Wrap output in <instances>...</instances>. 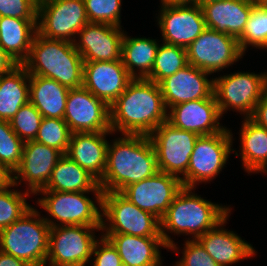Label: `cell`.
Wrapping results in <instances>:
<instances>
[{"instance_id":"cell-1","label":"cell","mask_w":267,"mask_h":266,"mask_svg":"<svg viewBox=\"0 0 267 266\" xmlns=\"http://www.w3.org/2000/svg\"><path fill=\"white\" fill-rule=\"evenodd\" d=\"M109 109L110 128L115 135L149 136L167 121L161 88L146 78H133Z\"/></svg>"},{"instance_id":"cell-2","label":"cell","mask_w":267,"mask_h":266,"mask_svg":"<svg viewBox=\"0 0 267 266\" xmlns=\"http://www.w3.org/2000/svg\"><path fill=\"white\" fill-rule=\"evenodd\" d=\"M195 190V187H183L160 220L163 242L168 251H174L176 254L180 253V246L169 234H184L188 236L185 240L198 239L216 227L232 211L231 205L213 203L196 194Z\"/></svg>"},{"instance_id":"cell-3","label":"cell","mask_w":267,"mask_h":266,"mask_svg":"<svg viewBox=\"0 0 267 266\" xmlns=\"http://www.w3.org/2000/svg\"><path fill=\"white\" fill-rule=\"evenodd\" d=\"M158 171L156 152L149 136L122 134L109 141L106 169L98 184L103 193L122 192Z\"/></svg>"},{"instance_id":"cell-4","label":"cell","mask_w":267,"mask_h":266,"mask_svg":"<svg viewBox=\"0 0 267 266\" xmlns=\"http://www.w3.org/2000/svg\"><path fill=\"white\" fill-rule=\"evenodd\" d=\"M22 65L29 75L56 80L69 89L83 86L84 61L72 42L48 39L36 32Z\"/></svg>"},{"instance_id":"cell-5","label":"cell","mask_w":267,"mask_h":266,"mask_svg":"<svg viewBox=\"0 0 267 266\" xmlns=\"http://www.w3.org/2000/svg\"><path fill=\"white\" fill-rule=\"evenodd\" d=\"M32 206L17 221L0 230V251L32 266H45L51 227Z\"/></svg>"},{"instance_id":"cell-6","label":"cell","mask_w":267,"mask_h":266,"mask_svg":"<svg viewBox=\"0 0 267 266\" xmlns=\"http://www.w3.org/2000/svg\"><path fill=\"white\" fill-rule=\"evenodd\" d=\"M89 194L90 192L39 191L36 194L40 195L36 205L48 213V216L44 215L43 218L50 227L102 226L103 195L90 198Z\"/></svg>"},{"instance_id":"cell-7","label":"cell","mask_w":267,"mask_h":266,"mask_svg":"<svg viewBox=\"0 0 267 266\" xmlns=\"http://www.w3.org/2000/svg\"><path fill=\"white\" fill-rule=\"evenodd\" d=\"M101 233L162 237L157 217L139 209L121 192L115 191L103 193Z\"/></svg>"},{"instance_id":"cell-8","label":"cell","mask_w":267,"mask_h":266,"mask_svg":"<svg viewBox=\"0 0 267 266\" xmlns=\"http://www.w3.org/2000/svg\"><path fill=\"white\" fill-rule=\"evenodd\" d=\"M233 132L230 128L213 135L199 136L190 156L188 170L181 178L183 187L210 183L222 172L233 152Z\"/></svg>"},{"instance_id":"cell-9","label":"cell","mask_w":267,"mask_h":266,"mask_svg":"<svg viewBox=\"0 0 267 266\" xmlns=\"http://www.w3.org/2000/svg\"><path fill=\"white\" fill-rule=\"evenodd\" d=\"M213 79V94L222 117L231 110L242 114V118L251 117L256 104L267 92L262 72L237 71Z\"/></svg>"},{"instance_id":"cell-10","label":"cell","mask_w":267,"mask_h":266,"mask_svg":"<svg viewBox=\"0 0 267 266\" xmlns=\"http://www.w3.org/2000/svg\"><path fill=\"white\" fill-rule=\"evenodd\" d=\"M95 231H101V226L51 227L45 266H86L99 239Z\"/></svg>"},{"instance_id":"cell-11","label":"cell","mask_w":267,"mask_h":266,"mask_svg":"<svg viewBox=\"0 0 267 266\" xmlns=\"http://www.w3.org/2000/svg\"><path fill=\"white\" fill-rule=\"evenodd\" d=\"M87 23L83 0H38L37 32L45 38L74 43Z\"/></svg>"},{"instance_id":"cell-12","label":"cell","mask_w":267,"mask_h":266,"mask_svg":"<svg viewBox=\"0 0 267 266\" xmlns=\"http://www.w3.org/2000/svg\"><path fill=\"white\" fill-rule=\"evenodd\" d=\"M188 64L209 74L224 72L244 57L238 39L206 28L187 48Z\"/></svg>"},{"instance_id":"cell-13","label":"cell","mask_w":267,"mask_h":266,"mask_svg":"<svg viewBox=\"0 0 267 266\" xmlns=\"http://www.w3.org/2000/svg\"><path fill=\"white\" fill-rule=\"evenodd\" d=\"M198 137L196 133L178 129L167 121L158 126L149 135L156 152L158 170L181 179L188 170Z\"/></svg>"},{"instance_id":"cell-14","label":"cell","mask_w":267,"mask_h":266,"mask_svg":"<svg viewBox=\"0 0 267 266\" xmlns=\"http://www.w3.org/2000/svg\"><path fill=\"white\" fill-rule=\"evenodd\" d=\"M156 19L161 41L185 49L206 29L202 8L195 3L160 6Z\"/></svg>"},{"instance_id":"cell-15","label":"cell","mask_w":267,"mask_h":266,"mask_svg":"<svg viewBox=\"0 0 267 266\" xmlns=\"http://www.w3.org/2000/svg\"><path fill=\"white\" fill-rule=\"evenodd\" d=\"M63 119L72 133L112 131L109 106L84 86L69 90Z\"/></svg>"},{"instance_id":"cell-16","label":"cell","mask_w":267,"mask_h":266,"mask_svg":"<svg viewBox=\"0 0 267 266\" xmlns=\"http://www.w3.org/2000/svg\"><path fill=\"white\" fill-rule=\"evenodd\" d=\"M182 188L180 178L158 171L152 177L127 186L121 193L139 209L161 220Z\"/></svg>"},{"instance_id":"cell-17","label":"cell","mask_w":267,"mask_h":266,"mask_svg":"<svg viewBox=\"0 0 267 266\" xmlns=\"http://www.w3.org/2000/svg\"><path fill=\"white\" fill-rule=\"evenodd\" d=\"M62 156L59 150L35 140L24 142L22 160L13 173V183L17 187L24 184L25 191L32 196L36 195L46 187L55 165Z\"/></svg>"},{"instance_id":"cell-18","label":"cell","mask_w":267,"mask_h":266,"mask_svg":"<svg viewBox=\"0 0 267 266\" xmlns=\"http://www.w3.org/2000/svg\"><path fill=\"white\" fill-rule=\"evenodd\" d=\"M222 118L214 94L210 98L174 105L167 111V122L172 126L199 136L224 131L227 126L220 124Z\"/></svg>"},{"instance_id":"cell-19","label":"cell","mask_w":267,"mask_h":266,"mask_svg":"<svg viewBox=\"0 0 267 266\" xmlns=\"http://www.w3.org/2000/svg\"><path fill=\"white\" fill-rule=\"evenodd\" d=\"M124 32L119 26L89 22L78 32L74 45L84 62L121 60Z\"/></svg>"},{"instance_id":"cell-20","label":"cell","mask_w":267,"mask_h":266,"mask_svg":"<svg viewBox=\"0 0 267 266\" xmlns=\"http://www.w3.org/2000/svg\"><path fill=\"white\" fill-rule=\"evenodd\" d=\"M209 73L188 64L175 74L163 79L161 88L167 110L181 103L210 98L214 91V79Z\"/></svg>"},{"instance_id":"cell-21","label":"cell","mask_w":267,"mask_h":266,"mask_svg":"<svg viewBox=\"0 0 267 266\" xmlns=\"http://www.w3.org/2000/svg\"><path fill=\"white\" fill-rule=\"evenodd\" d=\"M132 79L122 59L84 62L83 86L108 106L126 90Z\"/></svg>"},{"instance_id":"cell-22","label":"cell","mask_w":267,"mask_h":266,"mask_svg":"<svg viewBox=\"0 0 267 266\" xmlns=\"http://www.w3.org/2000/svg\"><path fill=\"white\" fill-rule=\"evenodd\" d=\"M230 215L197 239L219 266H232L257 254L252 244L224 228Z\"/></svg>"},{"instance_id":"cell-23","label":"cell","mask_w":267,"mask_h":266,"mask_svg":"<svg viewBox=\"0 0 267 266\" xmlns=\"http://www.w3.org/2000/svg\"><path fill=\"white\" fill-rule=\"evenodd\" d=\"M109 135L112 136L114 133L112 131L72 133L65 155L99 182L106 169L109 144L106 136Z\"/></svg>"},{"instance_id":"cell-24","label":"cell","mask_w":267,"mask_h":266,"mask_svg":"<svg viewBox=\"0 0 267 266\" xmlns=\"http://www.w3.org/2000/svg\"><path fill=\"white\" fill-rule=\"evenodd\" d=\"M255 0H218L201 6L206 28L232 35H242Z\"/></svg>"},{"instance_id":"cell-25","label":"cell","mask_w":267,"mask_h":266,"mask_svg":"<svg viewBox=\"0 0 267 266\" xmlns=\"http://www.w3.org/2000/svg\"><path fill=\"white\" fill-rule=\"evenodd\" d=\"M116 247L127 266H164L161 248L168 249L162 237H142L126 234H101ZM160 249V250H159Z\"/></svg>"},{"instance_id":"cell-26","label":"cell","mask_w":267,"mask_h":266,"mask_svg":"<svg viewBox=\"0 0 267 266\" xmlns=\"http://www.w3.org/2000/svg\"><path fill=\"white\" fill-rule=\"evenodd\" d=\"M41 191L91 192L93 195H103L98 181L67 155L58 160L46 187Z\"/></svg>"},{"instance_id":"cell-27","label":"cell","mask_w":267,"mask_h":266,"mask_svg":"<svg viewBox=\"0 0 267 266\" xmlns=\"http://www.w3.org/2000/svg\"><path fill=\"white\" fill-rule=\"evenodd\" d=\"M239 132L240 150L235 149L233 153L240 156L246 173L258 174L267 164V129L249 117L243 118Z\"/></svg>"},{"instance_id":"cell-28","label":"cell","mask_w":267,"mask_h":266,"mask_svg":"<svg viewBox=\"0 0 267 266\" xmlns=\"http://www.w3.org/2000/svg\"><path fill=\"white\" fill-rule=\"evenodd\" d=\"M69 88L38 75L29 77V102L45 118L63 119Z\"/></svg>"},{"instance_id":"cell-29","label":"cell","mask_w":267,"mask_h":266,"mask_svg":"<svg viewBox=\"0 0 267 266\" xmlns=\"http://www.w3.org/2000/svg\"><path fill=\"white\" fill-rule=\"evenodd\" d=\"M36 32L37 19L0 17V46L18 64L28 58Z\"/></svg>"},{"instance_id":"cell-30","label":"cell","mask_w":267,"mask_h":266,"mask_svg":"<svg viewBox=\"0 0 267 266\" xmlns=\"http://www.w3.org/2000/svg\"><path fill=\"white\" fill-rule=\"evenodd\" d=\"M29 77L22 64L0 76V120L10 122L18 110L29 102Z\"/></svg>"},{"instance_id":"cell-31","label":"cell","mask_w":267,"mask_h":266,"mask_svg":"<svg viewBox=\"0 0 267 266\" xmlns=\"http://www.w3.org/2000/svg\"><path fill=\"white\" fill-rule=\"evenodd\" d=\"M159 39L131 37L124 32L121 59L133 78H146L152 71Z\"/></svg>"},{"instance_id":"cell-32","label":"cell","mask_w":267,"mask_h":266,"mask_svg":"<svg viewBox=\"0 0 267 266\" xmlns=\"http://www.w3.org/2000/svg\"><path fill=\"white\" fill-rule=\"evenodd\" d=\"M187 65L185 48L161 42L156 52L152 71L146 79L159 84L163 79L175 74Z\"/></svg>"},{"instance_id":"cell-33","label":"cell","mask_w":267,"mask_h":266,"mask_svg":"<svg viewBox=\"0 0 267 266\" xmlns=\"http://www.w3.org/2000/svg\"><path fill=\"white\" fill-rule=\"evenodd\" d=\"M266 42L267 6L255 2L243 33L238 38L239 47L241 51L246 54V50L250 46L260 50Z\"/></svg>"},{"instance_id":"cell-34","label":"cell","mask_w":267,"mask_h":266,"mask_svg":"<svg viewBox=\"0 0 267 266\" xmlns=\"http://www.w3.org/2000/svg\"><path fill=\"white\" fill-rule=\"evenodd\" d=\"M16 188V185L12 183L0 192V230L17 221L33 206L27 202L31 194Z\"/></svg>"},{"instance_id":"cell-35","label":"cell","mask_w":267,"mask_h":266,"mask_svg":"<svg viewBox=\"0 0 267 266\" xmlns=\"http://www.w3.org/2000/svg\"><path fill=\"white\" fill-rule=\"evenodd\" d=\"M72 132L64 119L43 117L35 141L67 153Z\"/></svg>"},{"instance_id":"cell-36","label":"cell","mask_w":267,"mask_h":266,"mask_svg":"<svg viewBox=\"0 0 267 266\" xmlns=\"http://www.w3.org/2000/svg\"><path fill=\"white\" fill-rule=\"evenodd\" d=\"M24 142L12 130L10 122L0 120V165L12 174L22 160Z\"/></svg>"},{"instance_id":"cell-37","label":"cell","mask_w":267,"mask_h":266,"mask_svg":"<svg viewBox=\"0 0 267 266\" xmlns=\"http://www.w3.org/2000/svg\"><path fill=\"white\" fill-rule=\"evenodd\" d=\"M43 119L36 107L28 102L23 105L10 120L12 130L23 142L35 140Z\"/></svg>"},{"instance_id":"cell-38","label":"cell","mask_w":267,"mask_h":266,"mask_svg":"<svg viewBox=\"0 0 267 266\" xmlns=\"http://www.w3.org/2000/svg\"><path fill=\"white\" fill-rule=\"evenodd\" d=\"M90 23L121 25L122 0H83Z\"/></svg>"},{"instance_id":"cell-39","label":"cell","mask_w":267,"mask_h":266,"mask_svg":"<svg viewBox=\"0 0 267 266\" xmlns=\"http://www.w3.org/2000/svg\"><path fill=\"white\" fill-rule=\"evenodd\" d=\"M183 245L182 257L173 266H219L197 239H186Z\"/></svg>"},{"instance_id":"cell-40","label":"cell","mask_w":267,"mask_h":266,"mask_svg":"<svg viewBox=\"0 0 267 266\" xmlns=\"http://www.w3.org/2000/svg\"><path fill=\"white\" fill-rule=\"evenodd\" d=\"M38 0H0V17L37 19Z\"/></svg>"},{"instance_id":"cell-41","label":"cell","mask_w":267,"mask_h":266,"mask_svg":"<svg viewBox=\"0 0 267 266\" xmlns=\"http://www.w3.org/2000/svg\"><path fill=\"white\" fill-rule=\"evenodd\" d=\"M92 256V266H118L122 262L116 247L102 235H99L94 245Z\"/></svg>"},{"instance_id":"cell-42","label":"cell","mask_w":267,"mask_h":266,"mask_svg":"<svg viewBox=\"0 0 267 266\" xmlns=\"http://www.w3.org/2000/svg\"><path fill=\"white\" fill-rule=\"evenodd\" d=\"M250 118L258 125L267 129V92L256 104L255 110Z\"/></svg>"},{"instance_id":"cell-43","label":"cell","mask_w":267,"mask_h":266,"mask_svg":"<svg viewBox=\"0 0 267 266\" xmlns=\"http://www.w3.org/2000/svg\"><path fill=\"white\" fill-rule=\"evenodd\" d=\"M19 65L1 46H0V76L13 70Z\"/></svg>"},{"instance_id":"cell-44","label":"cell","mask_w":267,"mask_h":266,"mask_svg":"<svg viewBox=\"0 0 267 266\" xmlns=\"http://www.w3.org/2000/svg\"><path fill=\"white\" fill-rule=\"evenodd\" d=\"M0 266H32L12 255L0 251Z\"/></svg>"},{"instance_id":"cell-45","label":"cell","mask_w":267,"mask_h":266,"mask_svg":"<svg viewBox=\"0 0 267 266\" xmlns=\"http://www.w3.org/2000/svg\"><path fill=\"white\" fill-rule=\"evenodd\" d=\"M13 183V174L4 166L0 165V192Z\"/></svg>"},{"instance_id":"cell-46","label":"cell","mask_w":267,"mask_h":266,"mask_svg":"<svg viewBox=\"0 0 267 266\" xmlns=\"http://www.w3.org/2000/svg\"><path fill=\"white\" fill-rule=\"evenodd\" d=\"M194 0H160V6L192 4Z\"/></svg>"},{"instance_id":"cell-47","label":"cell","mask_w":267,"mask_h":266,"mask_svg":"<svg viewBox=\"0 0 267 266\" xmlns=\"http://www.w3.org/2000/svg\"><path fill=\"white\" fill-rule=\"evenodd\" d=\"M212 1H218V0H194V3L201 7L202 5Z\"/></svg>"},{"instance_id":"cell-48","label":"cell","mask_w":267,"mask_h":266,"mask_svg":"<svg viewBox=\"0 0 267 266\" xmlns=\"http://www.w3.org/2000/svg\"><path fill=\"white\" fill-rule=\"evenodd\" d=\"M258 173H263V175H267V164Z\"/></svg>"},{"instance_id":"cell-49","label":"cell","mask_w":267,"mask_h":266,"mask_svg":"<svg viewBox=\"0 0 267 266\" xmlns=\"http://www.w3.org/2000/svg\"><path fill=\"white\" fill-rule=\"evenodd\" d=\"M263 77H264L265 87L267 89V72H263Z\"/></svg>"},{"instance_id":"cell-50","label":"cell","mask_w":267,"mask_h":266,"mask_svg":"<svg viewBox=\"0 0 267 266\" xmlns=\"http://www.w3.org/2000/svg\"><path fill=\"white\" fill-rule=\"evenodd\" d=\"M257 3L266 5L267 6V0H255Z\"/></svg>"},{"instance_id":"cell-51","label":"cell","mask_w":267,"mask_h":266,"mask_svg":"<svg viewBox=\"0 0 267 266\" xmlns=\"http://www.w3.org/2000/svg\"><path fill=\"white\" fill-rule=\"evenodd\" d=\"M266 50V52H267V42L264 44V46L260 49V50Z\"/></svg>"},{"instance_id":"cell-52","label":"cell","mask_w":267,"mask_h":266,"mask_svg":"<svg viewBox=\"0 0 267 266\" xmlns=\"http://www.w3.org/2000/svg\"><path fill=\"white\" fill-rule=\"evenodd\" d=\"M118 266H127L125 263L121 262Z\"/></svg>"}]
</instances>
